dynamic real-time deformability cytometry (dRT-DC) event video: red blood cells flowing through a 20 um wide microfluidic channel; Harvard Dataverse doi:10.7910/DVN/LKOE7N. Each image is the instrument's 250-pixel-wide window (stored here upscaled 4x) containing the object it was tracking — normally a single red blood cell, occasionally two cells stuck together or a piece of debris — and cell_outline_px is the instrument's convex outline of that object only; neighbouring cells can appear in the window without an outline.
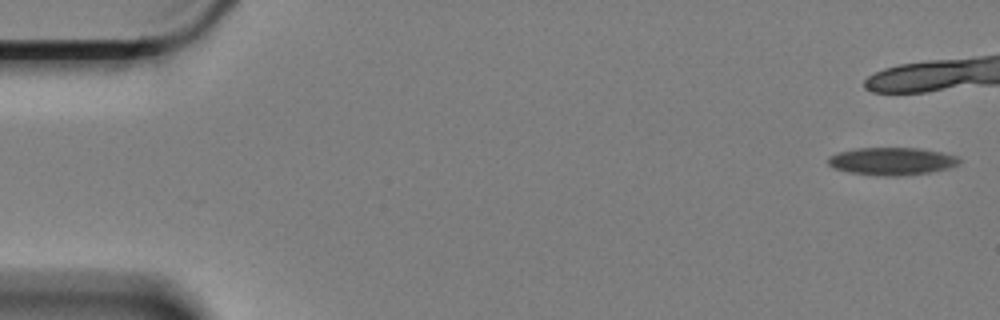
{"species": "Egyptian fruit bat (a non-hibernating species)", "species_latin": "Rousettus aegyptiacus", "temperature_condition": "cold", "stored_images_in_passage": 6, "camera_frame_rate_fps": 3000, "um_per_image_px": 0.085, "animal": {"sex": "female"}, "frame": {"image": 1, "passage_image": 1, "time_ms": 0.0, "image_size_px": [1000, 320], "cell_outline_px": [[960, 164], [952, 168], [928, 172], [900, 176], [884, 176], [848, 172], [836, 168], [828, 164], [828, 156], [840, 152], [856, 148], [916, 148], [940, 152], [956, 156], [960, 160]], "centroid_in_image_um": [75.82, 13.71], "position_along_channel_um": 9.2, "area_um2": 20.98}}